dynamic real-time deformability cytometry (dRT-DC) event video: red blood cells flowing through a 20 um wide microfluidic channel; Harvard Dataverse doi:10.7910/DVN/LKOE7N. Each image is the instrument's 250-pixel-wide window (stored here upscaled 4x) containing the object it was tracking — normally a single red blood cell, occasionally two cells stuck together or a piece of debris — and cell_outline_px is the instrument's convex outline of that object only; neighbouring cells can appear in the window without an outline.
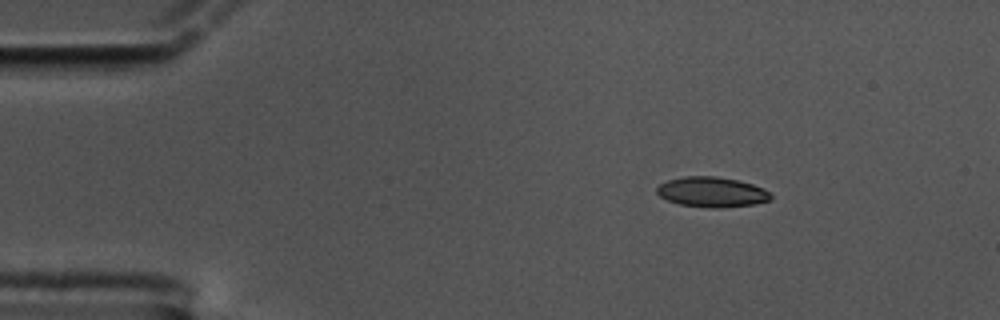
{"species": "common noctule bat (a hibernating species)", "species_latin": "Nyctalus noctula", "temperature_condition": "cold", "stored_images_in_passage": 52, "camera_frame_rate_fps": 3000, "um_per_image_px": 0.085, "animal": {"sex": "male", "body_mass_g": 17.5, "forearm_length_mm": 52.3}, "frame": {"image": 1, "passage_image": 1, "time_ms": 0.0, "image_size_px": [1000, 320], "cell_outline_px": [[772, 200], [756, 204], [720, 208], [712, 208], [680, 204], [668, 200], [660, 196], [656, 192], [656, 188], [660, 184], [668, 180], [684, 176], [716, 176], [736, 180], [752, 184], [764, 188], [772, 196]], "centroid_in_image_um": [60.53, 16.32], "position_along_channel_um": 24.5, "area_um2": 20.0}}
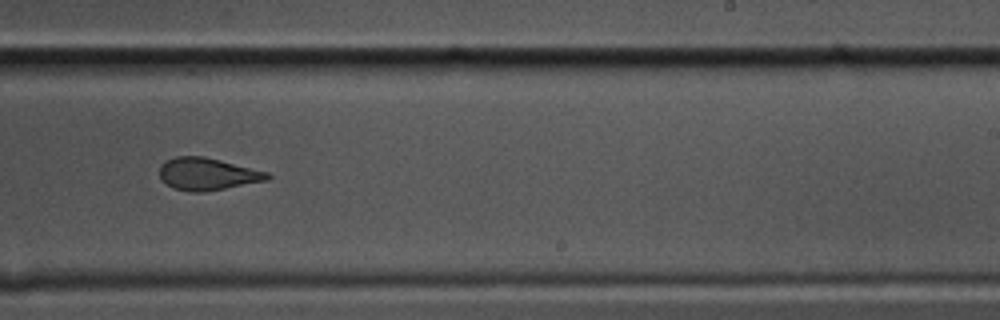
{"frame": {"image": 2, "passage_image": 29, "time_ms": 9.333, "image_size_px": [1000, 320], "cell_outline_px": [[272, 176], [268, 180], [204, 192], [188, 192], [172, 188], [160, 180], [160, 164], [176, 156], [204, 156], [268, 172]], "centroid_in_image_um": [17.6, 14.8], "position_along_channel_um": 271.4, "area_um2": 20.35}}
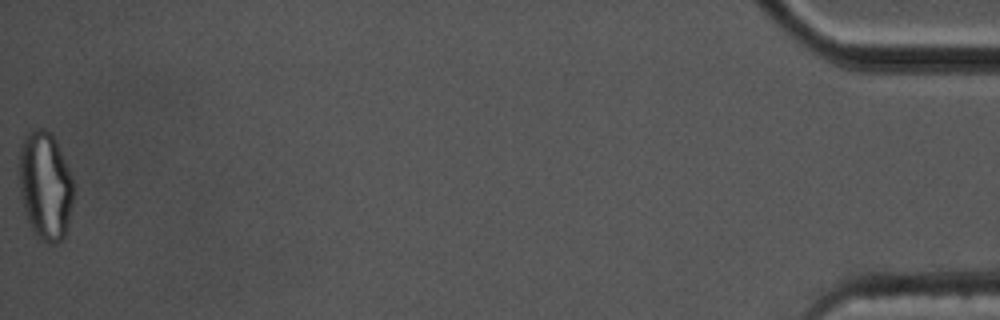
{"frame": {"image": 3, "passage_image": 52, "time_ms": 17.0, "image_size_px": [1000, 320], "cell_outline_px": [[72, 204], [68, 228], [64, 236], [56, 244], [48, 244], [40, 240], [36, 236], [24, 212], [20, 200], [20, 148], [24, 136], [32, 128], [44, 128], [52, 132], [56, 140], [68, 168], [72, 180]], "centroid_in_image_um": [3.83, 15.79], "position_along_channel_um": 431.4, "area_um2": 34.51}, "authors_computed_cell_mechanics": {"area_um2": 21.0681, "velocity_mm_per_s": 3.3751, "shape_relaxation_time_tau1_ms": null, "shape_relaxation_time_tau2_ms": 2.1708, "deformation_change_tau1": null, "deformation_change_tau2": 0.0742}}